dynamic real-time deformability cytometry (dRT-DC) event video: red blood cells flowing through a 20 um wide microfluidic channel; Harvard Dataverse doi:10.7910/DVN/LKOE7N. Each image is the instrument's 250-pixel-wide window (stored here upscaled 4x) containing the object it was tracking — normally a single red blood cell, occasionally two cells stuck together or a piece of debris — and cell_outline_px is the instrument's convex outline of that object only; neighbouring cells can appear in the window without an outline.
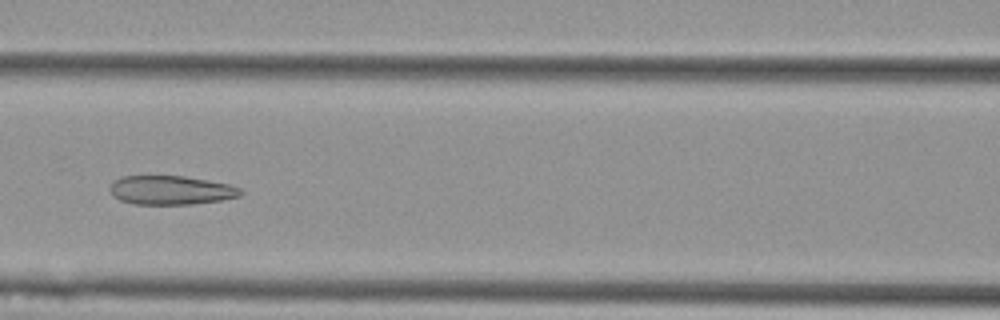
{"species": "Egyptian fruit bat (a non-hibernating species)", "species_latin": "Rousettus aegyptiacus", "temperature_condition": "cold", "stored_images_in_passage": 9, "camera_frame_rate_fps": 3000, "um_per_image_px": 0.085, "animal": {"sex": "female"}, "frame": {"image": 1, "passage_image": 6, "time_ms": 1.667, "image_size_px": [1000, 320], "cell_outline_px": [[244, 192], [240, 196], [220, 200], [192, 204], [136, 204], [120, 200], [112, 196], [108, 188], [120, 176], [184, 176], [228, 184], [240, 188]], "centroid_in_image_um": [14.51, 16.16], "position_along_channel_um": 152.1, "area_um2": 21.96}}
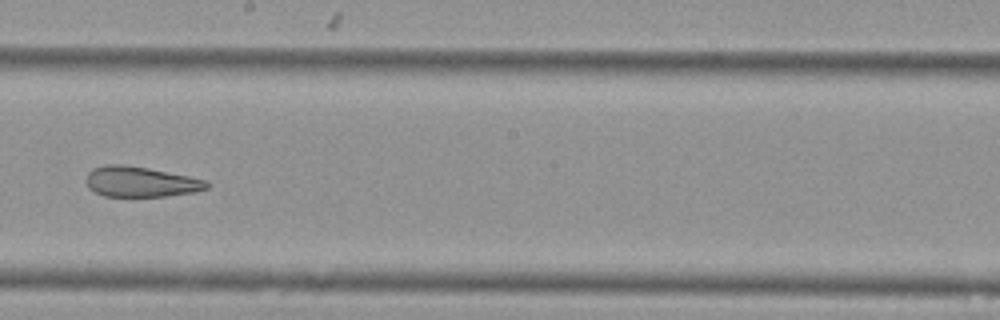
{"frame": {"image": 2, "passage_image": 8, "time_ms": 2.333, "image_size_px": [1000, 320], "cell_outline_px": [[208, 188], [196, 192], [164, 196], [104, 196], [88, 188], [84, 180], [88, 172], [92, 168], [104, 164], [120, 164], [148, 168], [208, 180]], "centroid_in_image_um": [11.91, 15.44], "position_along_channel_um": 236.3, "area_um2": 21.44}}
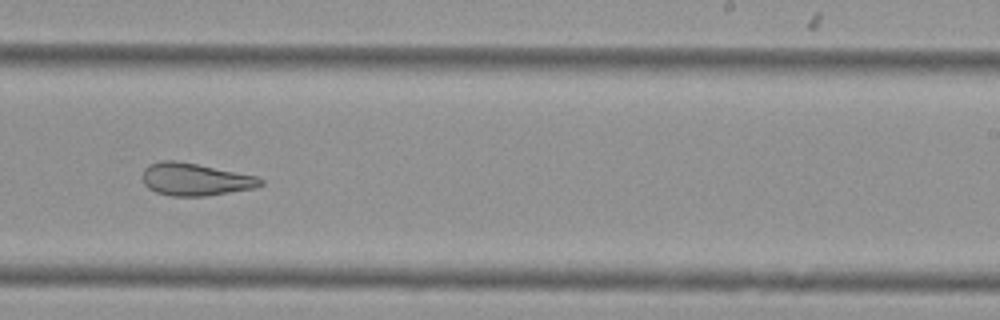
{"frame": {"image": 3, "passage_image": 9, "time_ms": 2.667, "image_size_px": [1000, 320], "cell_outline_px": [[264, 184], [256, 188], [208, 196], [172, 196], [156, 192], [148, 188], [144, 184], [144, 168], [148, 164], [164, 160], [176, 160], [256, 176], [264, 180]], "centroid_in_image_um": [16.61, 15.26], "position_along_channel_um": 272.4, "area_um2": 22.31}}